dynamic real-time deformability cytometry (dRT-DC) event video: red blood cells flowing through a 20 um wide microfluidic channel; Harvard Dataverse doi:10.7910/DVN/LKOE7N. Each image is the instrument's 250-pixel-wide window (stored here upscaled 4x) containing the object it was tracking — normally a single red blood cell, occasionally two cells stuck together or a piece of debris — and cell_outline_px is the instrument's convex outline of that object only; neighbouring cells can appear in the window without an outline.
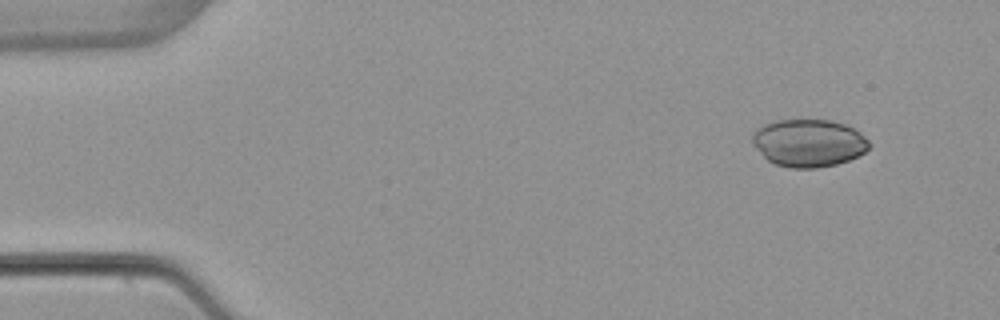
{"species": "common noctule bat (a hibernating species)", "species_latin": "Nyctalus noctula", "temperature_condition": "warm", "stored_images_in_passage": 4, "camera_frame_rate_fps": 3000, "um_per_image_px": 0.085, "animal": {"sex": "female", "body_mass_g": 22.7, "forearm_length_mm": 54.2}, "frame": {"image": 1, "passage_image": 1, "time_ms": 0.0, "image_size_px": [1000, 320], "cell_outline_px": [[872, 144], [864, 152], [848, 160], [836, 164], [816, 168], [792, 168], [776, 164], [768, 160], [752, 144], [752, 132], [756, 128], [764, 124], [776, 120], [832, 120], [844, 124], [860, 132]], "centroid_in_image_um": [68.72, 12.14], "position_along_channel_um": 16.3, "area_um2": 32.37}}
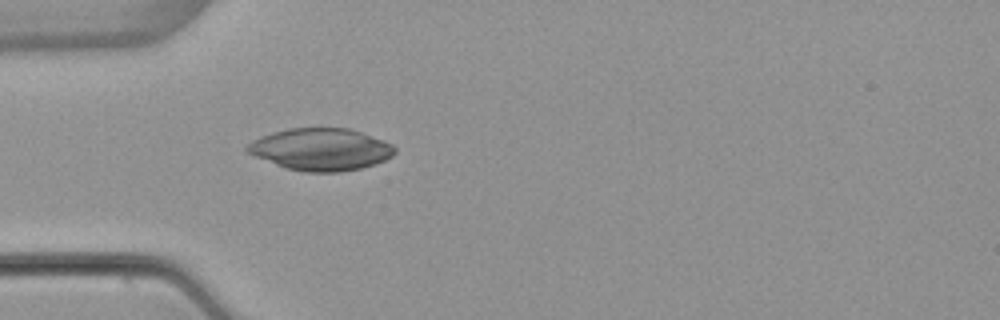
{"frame": {"image": 2, "passage_image": 4, "time_ms": 3.667, "image_size_px": [1000, 320], "cell_outline_px": [[396, 152], [392, 156], [384, 160], [360, 168], [340, 172], [304, 172], [284, 168], [256, 156], [248, 152], [244, 148], [252, 140], [260, 136], [272, 132], [288, 128], [348, 128], [384, 140], [392, 144], [396, 148]], "centroid_in_image_um": [27.25, 12.69], "position_along_channel_um": 57.7, "area_um2": 36.18}}